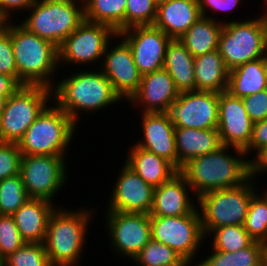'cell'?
Masks as SVG:
<instances>
[{
	"mask_svg": "<svg viewBox=\"0 0 267 266\" xmlns=\"http://www.w3.org/2000/svg\"><path fill=\"white\" fill-rule=\"evenodd\" d=\"M172 77L163 69L145 74L137 92L130 98V107H139L140 113H168L171 104L178 98Z\"/></svg>",
	"mask_w": 267,
	"mask_h": 266,
	"instance_id": "19",
	"label": "cell"
},
{
	"mask_svg": "<svg viewBox=\"0 0 267 266\" xmlns=\"http://www.w3.org/2000/svg\"><path fill=\"white\" fill-rule=\"evenodd\" d=\"M157 15L155 0H127L125 29L153 25Z\"/></svg>",
	"mask_w": 267,
	"mask_h": 266,
	"instance_id": "37",
	"label": "cell"
},
{
	"mask_svg": "<svg viewBox=\"0 0 267 266\" xmlns=\"http://www.w3.org/2000/svg\"><path fill=\"white\" fill-rule=\"evenodd\" d=\"M240 3L241 1H230V0H198L201 16L206 18H212L221 23H225L226 20L223 21L221 18L214 17V14L213 17H211L212 14L210 15L209 11H211L210 13L212 12L215 13L216 11V13L225 12L226 14L228 12L229 14V12L231 13L233 10L237 8V6H240L239 5Z\"/></svg>",
	"mask_w": 267,
	"mask_h": 266,
	"instance_id": "43",
	"label": "cell"
},
{
	"mask_svg": "<svg viewBox=\"0 0 267 266\" xmlns=\"http://www.w3.org/2000/svg\"><path fill=\"white\" fill-rule=\"evenodd\" d=\"M163 68L179 92L196 91L194 57L179 39H171L168 43Z\"/></svg>",
	"mask_w": 267,
	"mask_h": 266,
	"instance_id": "26",
	"label": "cell"
},
{
	"mask_svg": "<svg viewBox=\"0 0 267 266\" xmlns=\"http://www.w3.org/2000/svg\"><path fill=\"white\" fill-rule=\"evenodd\" d=\"M12 215L0 216V254L6 258L25 244Z\"/></svg>",
	"mask_w": 267,
	"mask_h": 266,
	"instance_id": "38",
	"label": "cell"
},
{
	"mask_svg": "<svg viewBox=\"0 0 267 266\" xmlns=\"http://www.w3.org/2000/svg\"><path fill=\"white\" fill-rule=\"evenodd\" d=\"M256 178L253 175L244 184L210 191L197 198L204 236L222 226L244 225L250 201L258 192Z\"/></svg>",
	"mask_w": 267,
	"mask_h": 266,
	"instance_id": "7",
	"label": "cell"
},
{
	"mask_svg": "<svg viewBox=\"0 0 267 266\" xmlns=\"http://www.w3.org/2000/svg\"><path fill=\"white\" fill-rule=\"evenodd\" d=\"M205 238H211L212 249L221 252H237L248 247L254 241L243 225L222 226L212 229Z\"/></svg>",
	"mask_w": 267,
	"mask_h": 266,
	"instance_id": "32",
	"label": "cell"
},
{
	"mask_svg": "<svg viewBox=\"0 0 267 266\" xmlns=\"http://www.w3.org/2000/svg\"><path fill=\"white\" fill-rule=\"evenodd\" d=\"M246 157L243 150L222 145L215 152L188 160L179 173L197 199L207 192L232 188L247 182L254 174L252 159Z\"/></svg>",
	"mask_w": 267,
	"mask_h": 266,
	"instance_id": "1",
	"label": "cell"
},
{
	"mask_svg": "<svg viewBox=\"0 0 267 266\" xmlns=\"http://www.w3.org/2000/svg\"><path fill=\"white\" fill-rule=\"evenodd\" d=\"M0 73L12 76L18 82L11 35L5 29L0 31Z\"/></svg>",
	"mask_w": 267,
	"mask_h": 266,
	"instance_id": "40",
	"label": "cell"
},
{
	"mask_svg": "<svg viewBox=\"0 0 267 266\" xmlns=\"http://www.w3.org/2000/svg\"><path fill=\"white\" fill-rule=\"evenodd\" d=\"M127 0H85L84 20L111 26L117 34L125 30Z\"/></svg>",
	"mask_w": 267,
	"mask_h": 266,
	"instance_id": "30",
	"label": "cell"
},
{
	"mask_svg": "<svg viewBox=\"0 0 267 266\" xmlns=\"http://www.w3.org/2000/svg\"><path fill=\"white\" fill-rule=\"evenodd\" d=\"M253 174L260 177L263 174L267 175V149L262 153V155L253 162Z\"/></svg>",
	"mask_w": 267,
	"mask_h": 266,
	"instance_id": "46",
	"label": "cell"
},
{
	"mask_svg": "<svg viewBox=\"0 0 267 266\" xmlns=\"http://www.w3.org/2000/svg\"><path fill=\"white\" fill-rule=\"evenodd\" d=\"M264 2H263V4L264 5H262V6H264L263 7V9L267 6V0H263ZM264 12H262V13H264V14H261V15H263L264 17H266L267 16V7L265 8V10H263ZM266 11V12H265Z\"/></svg>",
	"mask_w": 267,
	"mask_h": 266,
	"instance_id": "49",
	"label": "cell"
},
{
	"mask_svg": "<svg viewBox=\"0 0 267 266\" xmlns=\"http://www.w3.org/2000/svg\"><path fill=\"white\" fill-rule=\"evenodd\" d=\"M132 261L136 266H184L187 263L172 248L152 239Z\"/></svg>",
	"mask_w": 267,
	"mask_h": 266,
	"instance_id": "33",
	"label": "cell"
},
{
	"mask_svg": "<svg viewBox=\"0 0 267 266\" xmlns=\"http://www.w3.org/2000/svg\"><path fill=\"white\" fill-rule=\"evenodd\" d=\"M37 0H0V14L7 20L16 19L18 11L23 13L28 10ZM25 10V11H24ZM23 11V12H22ZM14 12V14H13ZM16 12V13H15ZM14 16V18H13Z\"/></svg>",
	"mask_w": 267,
	"mask_h": 266,
	"instance_id": "44",
	"label": "cell"
},
{
	"mask_svg": "<svg viewBox=\"0 0 267 266\" xmlns=\"http://www.w3.org/2000/svg\"><path fill=\"white\" fill-rule=\"evenodd\" d=\"M0 266H5L4 258L1 254H0Z\"/></svg>",
	"mask_w": 267,
	"mask_h": 266,
	"instance_id": "52",
	"label": "cell"
},
{
	"mask_svg": "<svg viewBox=\"0 0 267 266\" xmlns=\"http://www.w3.org/2000/svg\"><path fill=\"white\" fill-rule=\"evenodd\" d=\"M260 266H267V242H262Z\"/></svg>",
	"mask_w": 267,
	"mask_h": 266,
	"instance_id": "47",
	"label": "cell"
},
{
	"mask_svg": "<svg viewBox=\"0 0 267 266\" xmlns=\"http://www.w3.org/2000/svg\"><path fill=\"white\" fill-rule=\"evenodd\" d=\"M261 193L252 197L243 226L254 241L267 242V194Z\"/></svg>",
	"mask_w": 267,
	"mask_h": 266,
	"instance_id": "34",
	"label": "cell"
},
{
	"mask_svg": "<svg viewBox=\"0 0 267 266\" xmlns=\"http://www.w3.org/2000/svg\"><path fill=\"white\" fill-rule=\"evenodd\" d=\"M115 39L119 43H108L100 69L110 80L115 93L123 102H128L137 92L142 75L136 67L128 43L119 34Z\"/></svg>",
	"mask_w": 267,
	"mask_h": 266,
	"instance_id": "15",
	"label": "cell"
},
{
	"mask_svg": "<svg viewBox=\"0 0 267 266\" xmlns=\"http://www.w3.org/2000/svg\"><path fill=\"white\" fill-rule=\"evenodd\" d=\"M4 29L11 35L18 83L52 89L59 70L57 47L28 31L19 22L15 23V20L6 21Z\"/></svg>",
	"mask_w": 267,
	"mask_h": 266,
	"instance_id": "4",
	"label": "cell"
},
{
	"mask_svg": "<svg viewBox=\"0 0 267 266\" xmlns=\"http://www.w3.org/2000/svg\"><path fill=\"white\" fill-rule=\"evenodd\" d=\"M57 203L30 198L12 216L18 231L27 243H44L47 225Z\"/></svg>",
	"mask_w": 267,
	"mask_h": 266,
	"instance_id": "23",
	"label": "cell"
},
{
	"mask_svg": "<svg viewBox=\"0 0 267 266\" xmlns=\"http://www.w3.org/2000/svg\"><path fill=\"white\" fill-rule=\"evenodd\" d=\"M262 242L253 241L237 252H221L211 248L196 266H260Z\"/></svg>",
	"mask_w": 267,
	"mask_h": 266,
	"instance_id": "31",
	"label": "cell"
},
{
	"mask_svg": "<svg viewBox=\"0 0 267 266\" xmlns=\"http://www.w3.org/2000/svg\"><path fill=\"white\" fill-rule=\"evenodd\" d=\"M6 21L7 20L0 14V31L4 29Z\"/></svg>",
	"mask_w": 267,
	"mask_h": 266,
	"instance_id": "48",
	"label": "cell"
},
{
	"mask_svg": "<svg viewBox=\"0 0 267 266\" xmlns=\"http://www.w3.org/2000/svg\"><path fill=\"white\" fill-rule=\"evenodd\" d=\"M87 207L69 210L59 205L52 211L44 241L51 266L81 265L87 233L95 216V209Z\"/></svg>",
	"mask_w": 267,
	"mask_h": 266,
	"instance_id": "3",
	"label": "cell"
},
{
	"mask_svg": "<svg viewBox=\"0 0 267 266\" xmlns=\"http://www.w3.org/2000/svg\"><path fill=\"white\" fill-rule=\"evenodd\" d=\"M5 266H51L44 243H25L4 258Z\"/></svg>",
	"mask_w": 267,
	"mask_h": 266,
	"instance_id": "36",
	"label": "cell"
},
{
	"mask_svg": "<svg viewBox=\"0 0 267 266\" xmlns=\"http://www.w3.org/2000/svg\"><path fill=\"white\" fill-rule=\"evenodd\" d=\"M140 115L143 136L136 141L135 145L166 159L178 170L175 126L169 114L154 112L140 113Z\"/></svg>",
	"mask_w": 267,
	"mask_h": 266,
	"instance_id": "20",
	"label": "cell"
},
{
	"mask_svg": "<svg viewBox=\"0 0 267 266\" xmlns=\"http://www.w3.org/2000/svg\"><path fill=\"white\" fill-rule=\"evenodd\" d=\"M112 188L106 211L149 214L153 204L154 188L146 183L125 163Z\"/></svg>",
	"mask_w": 267,
	"mask_h": 266,
	"instance_id": "17",
	"label": "cell"
},
{
	"mask_svg": "<svg viewBox=\"0 0 267 266\" xmlns=\"http://www.w3.org/2000/svg\"><path fill=\"white\" fill-rule=\"evenodd\" d=\"M29 199L20 174L0 181L1 215H13Z\"/></svg>",
	"mask_w": 267,
	"mask_h": 266,
	"instance_id": "35",
	"label": "cell"
},
{
	"mask_svg": "<svg viewBox=\"0 0 267 266\" xmlns=\"http://www.w3.org/2000/svg\"><path fill=\"white\" fill-rule=\"evenodd\" d=\"M219 93L211 91L180 92L168 114L175 127L217 129Z\"/></svg>",
	"mask_w": 267,
	"mask_h": 266,
	"instance_id": "14",
	"label": "cell"
},
{
	"mask_svg": "<svg viewBox=\"0 0 267 266\" xmlns=\"http://www.w3.org/2000/svg\"><path fill=\"white\" fill-rule=\"evenodd\" d=\"M91 67L88 68L89 70L77 67V71L74 67L72 74L64 75L65 78L63 77L60 81L57 79L52 88V101L77 125L83 113H98L117 102L123 103L101 69L99 67L96 69L94 65Z\"/></svg>",
	"mask_w": 267,
	"mask_h": 266,
	"instance_id": "2",
	"label": "cell"
},
{
	"mask_svg": "<svg viewBox=\"0 0 267 266\" xmlns=\"http://www.w3.org/2000/svg\"><path fill=\"white\" fill-rule=\"evenodd\" d=\"M21 85L9 75L0 73V102L13 95Z\"/></svg>",
	"mask_w": 267,
	"mask_h": 266,
	"instance_id": "45",
	"label": "cell"
},
{
	"mask_svg": "<svg viewBox=\"0 0 267 266\" xmlns=\"http://www.w3.org/2000/svg\"><path fill=\"white\" fill-rule=\"evenodd\" d=\"M168 0H155L156 4L159 5L160 3L166 2Z\"/></svg>",
	"mask_w": 267,
	"mask_h": 266,
	"instance_id": "53",
	"label": "cell"
},
{
	"mask_svg": "<svg viewBox=\"0 0 267 266\" xmlns=\"http://www.w3.org/2000/svg\"><path fill=\"white\" fill-rule=\"evenodd\" d=\"M223 23L212 18L200 17L180 38L193 57L218 49Z\"/></svg>",
	"mask_w": 267,
	"mask_h": 266,
	"instance_id": "29",
	"label": "cell"
},
{
	"mask_svg": "<svg viewBox=\"0 0 267 266\" xmlns=\"http://www.w3.org/2000/svg\"><path fill=\"white\" fill-rule=\"evenodd\" d=\"M267 149V118L253 123L252 135L248 147L244 150L245 154L248 156H255L252 162L256 161L262 153Z\"/></svg>",
	"mask_w": 267,
	"mask_h": 266,
	"instance_id": "41",
	"label": "cell"
},
{
	"mask_svg": "<svg viewBox=\"0 0 267 266\" xmlns=\"http://www.w3.org/2000/svg\"><path fill=\"white\" fill-rule=\"evenodd\" d=\"M104 219L113 254L131 259L151 240L150 215L105 211Z\"/></svg>",
	"mask_w": 267,
	"mask_h": 266,
	"instance_id": "13",
	"label": "cell"
},
{
	"mask_svg": "<svg viewBox=\"0 0 267 266\" xmlns=\"http://www.w3.org/2000/svg\"><path fill=\"white\" fill-rule=\"evenodd\" d=\"M267 89V58L244 63L229 71L228 88L232 96L243 98Z\"/></svg>",
	"mask_w": 267,
	"mask_h": 266,
	"instance_id": "27",
	"label": "cell"
},
{
	"mask_svg": "<svg viewBox=\"0 0 267 266\" xmlns=\"http://www.w3.org/2000/svg\"><path fill=\"white\" fill-rule=\"evenodd\" d=\"M132 147V148H131ZM128 148L124 163L153 188L169 181L179 171L166 159L153 152L137 147Z\"/></svg>",
	"mask_w": 267,
	"mask_h": 266,
	"instance_id": "24",
	"label": "cell"
},
{
	"mask_svg": "<svg viewBox=\"0 0 267 266\" xmlns=\"http://www.w3.org/2000/svg\"><path fill=\"white\" fill-rule=\"evenodd\" d=\"M242 101L253 123L267 118V89L245 96Z\"/></svg>",
	"mask_w": 267,
	"mask_h": 266,
	"instance_id": "42",
	"label": "cell"
},
{
	"mask_svg": "<svg viewBox=\"0 0 267 266\" xmlns=\"http://www.w3.org/2000/svg\"><path fill=\"white\" fill-rule=\"evenodd\" d=\"M29 11V12H28ZM20 24L55 45L60 44L84 21V2L79 0H37Z\"/></svg>",
	"mask_w": 267,
	"mask_h": 266,
	"instance_id": "6",
	"label": "cell"
},
{
	"mask_svg": "<svg viewBox=\"0 0 267 266\" xmlns=\"http://www.w3.org/2000/svg\"><path fill=\"white\" fill-rule=\"evenodd\" d=\"M116 35L109 25L84 20L57 48L59 68L71 64L90 67L92 63H100V68L106 47Z\"/></svg>",
	"mask_w": 267,
	"mask_h": 266,
	"instance_id": "12",
	"label": "cell"
},
{
	"mask_svg": "<svg viewBox=\"0 0 267 266\" xmlns=\"http://www.w3.org/2000/svg\"><path fill=\"white\" fill-rule=\"evenodd\" d=\"M252 126L242 98L232 96L227 91L219 93L217 131L221 145L244 151L251 139Z\"/></svg>",
	"mask_w": 267,
	"mask_h": 266,
	"instance_id": "18",
	"label": "cell"
},
{
	"mask_svg": "<svg viewBox=\"0 0 267 266\" xmlns=\"http://www.w3.org/2000/svg\"><path fill=\"white\" fill-rule=\"evenodd\" d=\"M184 266H196V265H192L191 263H186Z\"/></svg>",
	"mask_w": 267,
	"mask_h": 266,
	"instance_id": "54",
	"label": "cell"
},
{
	"mask_svg": "<svg viewBox=\"0 0 267 266\" xmlns=\"http://www.w3.org/2000/svg\"><path fill=\"white\" fill-rule=\"evenodd\" d=\"M5 143L3 135H2V126H1V120H0V145Z\"/></svg>",
	"mask_w": 267,
	"mask_h": 266,
	"instance_id": "50",
	"label": "cell"
},
{
	"mask_svg": "<svg viewBox=\"0 0 267 266\" xmlns=\"http://www.w3.org/2000/svg\"><path fill=\"white\" fill-rule=\"evenodd\" d=\"M49 103H52V89L27 85L21 86L13 95L0 102L4 141L17 144Z\"/></svg>",
	"mask_w": 267,
	"mask_h": 266,
	"instance_id": "9",
	"label": "cell"
},
{
	"mask_svg": "<svg viewBox=\"0 0 267 266\" xmlns=\"http://www.w3.org/2000/svg\"><path fill=\"white\" fill-rule=\"evenodd\" d=\"M150 224L152 240L169 246L187 263L196 265V255L206 241L197 207L184 216L150 217Z\"/></svg>",
	"mask_w": 267,
	"mask_h": 266,
	"instance_id": "10",
	"label": "cell"
},
{
	"mask_svg": "<svg viewBox=\"0 0 267 266\" xmlns=\"http://www.w3.org/2000/svg\"><path fill=\"white\" fill-rule=\"evenodd\" d=\"M263 191L267 194V188L265 187V189H263Z\"/></svg>",
	"mask_w": 267,
	"mask_h": 266,
	"instance_id": "55",
	"label": "cell"
},
{
	"mask_svg": "<svg viewBox=\"0 0 267 266\" xmlns=\"http://www.w3.org/2000/svg\"><path fill=\"white\" fill-rule=\"evenodd\" d=\"M77 129L70 116L52 101L17 144L22 155H67Z\"/></svg>",
	"mask_w": 267,
	"mask_h": 266,
	"instance_id": "5",
	"label": "cell"
},
{
	"mask_svg": "<svg viewBox=\"0 0 267 266\" xmlns=\"http://www.w3.org/2000/svg\"><path fill=\"white\" fill-rule=\"evenodd\" d=\"M200 17L198 0H168L157 5V15L153 25L171 39H178Z\"/></svg>",
	"mask_w": 267,
	"mask_h": 266,
	"instance_id": "22",
	"label": "cell"
},
{
	"mask_svg": "<svg viewBox=\"0 0 267 266\" xmlns=\"http://www.w3.org/2000/svg\"><path fill=\"white\" fill-rule=\"evenodd\" d=\"M175 145L178 155V171L188 160L215 152L221 147L217 129L175 127Z\"/></svg>",
	"mask_w": 267,
	"mask_h": 266,
	"instance_id": "25",
	"label": "cell"
},
{
	"mask_svg": "<svg viewBox=\"0 0 267 266\" xmlns=\"http://www.w3.org/2000/svg\"><path fill=\"white\" fill-rule=\"evenodd\" d=\"M21 158L18 144L5 142L0 145V181L20 174Z\"/></svg>",
	"mask_w": 267,
	"mask_h": 266,
	"instance_id": "39",
	"label": "cell"
},
{
	"mask_svg": "<svg viewBox=\"0 0 267 266\" xmlns=\"http://www.w3.org/2000/svg\"><path fill=\"white\" fill-rule=\"evenodd\" d=\"M66 159V155H22L20 175L29 198L56 201L69 178Z\"/></svg>",
	"mask_w": 267,
	"mask_h": 266,
	"instance_id": "11",
	"label": "cell"
},
{
	"mask_svg": "<svg viewBox=\"0 0 267 266\" xmlns=\"http://www.w3.org/2000/svg\"><path fill=\"white\" fill-rule=\"evenodd\" d=\"M196 91L221 93L227 91L229 70L218 49L194 57Z\"/></svg>",
	"mask_w": 267,
	"mask_h": 266,
	"instance_id": "28",
	"label": "cell"
},
{
	"mask_svg": "<svg viewBox=\"0 0 267 266\" xmlns=\"http://www.w3.org/2000/svg\"><path fill=\"white\" fill-rule=\"evenodd\" d=\"M250 19H232L223 23L218 51L229 71L266 57L265 17L261 15Z\"/></svg>",
	"mask_w": 267,
	"mask_h": 266,
	"instance_id": "8",
	"label": "cell"
},
{
	"mask_svg": "<svg viewBox=\"0 0 267 266\" xmlns=\"http://www.w3.org/2000/svg\"><path fill=\"white\" fill-rule=\"evenodd\" d=\"M265 32H266V58H267V16L265 17Z\"/></svg>",
	"mask_w": 267,
	"mask_h": 266,
	"instance_id": "51",
	"label": "cell"
},
{
	"mask_svg": "<svg viewBox=\"0 0 267 266\" xmlns=\"http://www.w3.org/2000/svg\"><path fill=\"white\" fill-rule=\"evenodd\" d=\"M191 192V187L178 172L169 181L154 188L150 217H175L190 214L197 207L195 203L197 199Z\"/></svg>",
	"mask_w": 267,
	"mask_h": 266,
	"instance_id": "21",
	"label": "cell"
},
{
	"mask_svg": "<svg viewBox=\"0 0 267 266\" xmlns=\"http://www.w3.org/2000/svg\"><path fill=\"white\" fill-rule=\"evenodd\" d=\"M129 45L133 60L143 76L163 69L171 38L154 25L134 26L118 33Z\"/></svg>",
	"mask_w": 267,
	"mask_h": 266,
	"instance_id": "16",
	"label": "cell"
}]
</instances>
